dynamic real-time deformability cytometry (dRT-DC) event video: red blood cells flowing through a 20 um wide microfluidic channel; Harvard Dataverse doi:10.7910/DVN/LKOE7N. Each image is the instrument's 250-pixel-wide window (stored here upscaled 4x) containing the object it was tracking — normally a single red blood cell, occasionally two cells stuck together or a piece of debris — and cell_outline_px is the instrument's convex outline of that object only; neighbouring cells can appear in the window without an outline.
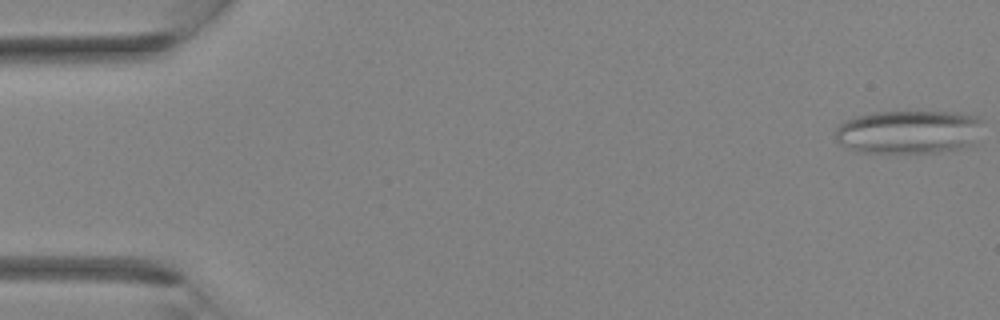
{"species": "Egyptian fruit bat (a non-hibernating species)", "species_latin": "Rousettus aegyptiacus", "temperature_condition": "room temperature", "stored_images_in_passage": 36, "camera_frame_rate_fps": 3000, "um_per_image_px": 0.085, "animal": {"sex": "female"}, "frame": {"image": 1, "passage_image": 1, "time_ms": 0.0, "image_size_px": [1000, 320], "cell_outline_px": [[984, 120], [976, 144], [972, 148], [936, 152], [888, 156], [860, 152], [848, 148], [840, 144], [836, 140], [836, 128], [844, 120], [856, 116], [872, 112], [960, 112], [976, 116]], "centroid_in_image_um": [77.29, 11.26], "position_along_channel_um": 7.7, "area_um2": 39.19}}
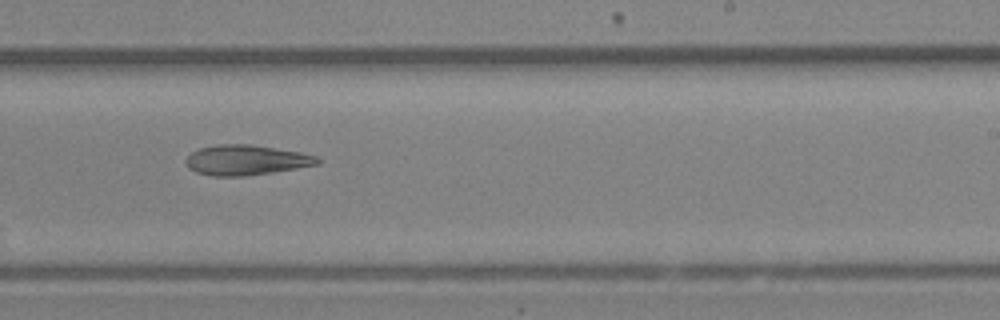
{"frame": {"image": 2, "passage_image": 22, "time_ms": 7.0, "image_size_px": [1000, 320], "cell_outline_px": [[320, 164], [272, 172], [244, 176], [212, 176], [196, 172], [188, 168], [184, 160], [192, 152], [200, 148], [216, 144], [252, 144], [300, 152], [316, 156], [320, 160]], "centroid_in_image_um": [20.89, 13.6], "position_along_channel_um": 268.1, "area_um2": 23.12}}
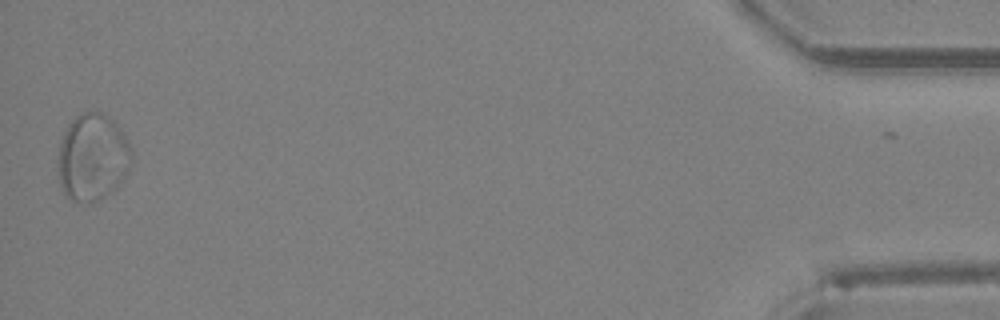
{"frame": {"image": 3, "passage_image": 35, "time_ms": 11.333, "image_size_px": [1000, 320], "cell_outline_px": [[132, 164], [128, 176], [116, 188], [100, 200], [92, 204], [88, 204], [72, 200], [64, 196], [60, 188], [56, 160], [60, 144], [64, 132], [68, 124], [80, 112], [96, 108], [104, 112], [124, 132], [132, 148]], "centroid_in_image_um": [7.88, 13.37], "position_along_channel_um": 427.3, "area_um2": 38.96}}